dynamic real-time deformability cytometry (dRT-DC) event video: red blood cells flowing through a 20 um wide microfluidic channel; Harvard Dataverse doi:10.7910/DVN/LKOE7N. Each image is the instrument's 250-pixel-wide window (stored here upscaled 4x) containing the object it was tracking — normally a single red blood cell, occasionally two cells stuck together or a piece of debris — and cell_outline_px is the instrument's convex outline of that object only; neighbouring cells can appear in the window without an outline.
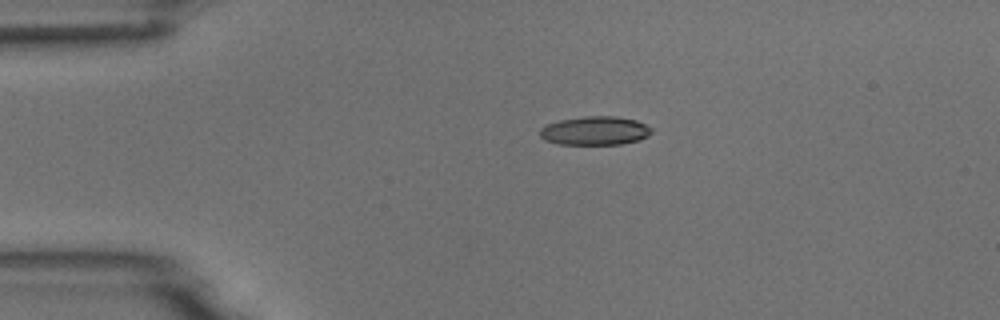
{"species": "common noctule bat (a hibernating species)", "species_latin": "Nyctalus noctula", "temperature_condition": "room temperature", "stored_images_in_passage": 7, "segment_of_instrument_passage": [1, 2], "camera_frame_rate_fps": 3000, "um_per_image_px": 0.085, "animal": {"sex": "male", "body_mass_g": 18.8}, "frame": {"image": 1, "passage_image": 4, "time_ms": 3.667, "image_size_px": [1000, 320], "cell_outline_px": [[652, 132], [648, 136], [640, 140], [620, 144], [560, 144], [544, 140], [540, 136], [540, 128], [548, 124], [560, 120], [584, 116], [616, 116], [636, 120], [652, 128]], "centroid_in_image_um": [50.59, 11.11], "position_along_channel_um": 34.4, "area_um2": 18.67}}